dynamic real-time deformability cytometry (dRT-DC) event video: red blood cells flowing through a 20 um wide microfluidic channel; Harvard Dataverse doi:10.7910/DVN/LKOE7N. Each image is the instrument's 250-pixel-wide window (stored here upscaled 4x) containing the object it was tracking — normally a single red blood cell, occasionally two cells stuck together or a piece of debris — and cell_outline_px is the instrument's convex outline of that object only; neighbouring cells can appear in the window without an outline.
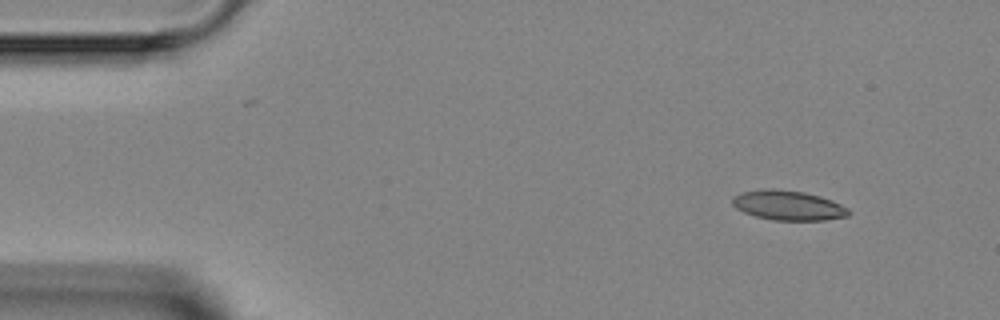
{"species": "Egyptian fruit bat (a non-hibernating species)", "species_latin": "Rousettus aegyptiacus", "temperature_condition": "room temperature", "stored_images_in_passage": 3, "camera_frame_rate_fps": 3000, "um_per_image_px": 0.085, "animal": {"sex": "female"}, "frame": {"image": 1, "passage_image": 1, "time_ms": 0.0, "image_size_px": [1000, 320], "cell_outline_px": [[852, 212], [848, 216], [824, 220], [772, 220], [756, 216], [744, 212], [736, 208], [732, 204], [732, 196], [740, 192], [772, 188], [804, 192], [820, 196], [832, 200], [848, 208]], "centroid_in_image_um": [67.0, 17.45], "position_along_channel_um": 18.0, "area_um2": 20.17}}